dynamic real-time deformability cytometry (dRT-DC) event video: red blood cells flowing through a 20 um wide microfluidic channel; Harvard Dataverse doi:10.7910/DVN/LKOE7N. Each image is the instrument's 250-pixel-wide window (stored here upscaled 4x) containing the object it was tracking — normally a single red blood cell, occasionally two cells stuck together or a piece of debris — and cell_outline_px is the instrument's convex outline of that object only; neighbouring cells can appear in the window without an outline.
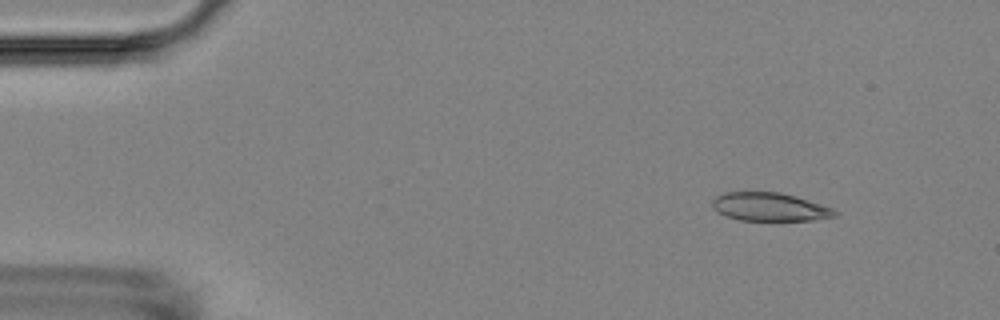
{"species": "Egyptian fruit bat (a non-hibernating species)", "species_latin": "Rousettus aegyptiacus", "temperature_condition": "room temperature", "stored_images_in_passage": 3, "camera_frame_rate_fps": 3000, "um_per_image_px": 0.085, "animal": {"sex": "female"}, "frame": {"image": 1, "passage_image": 1, "time_ms": 0.0, "image_size_px": [1000, 320], "cell_outline_px": [[840, 212], [836, 216], [812, 220], [740, 220], [728, 216], [712, 208], [712, 200], [716, 196], [724, 192], [780, 192], [796, 196], [832, 208]], "centroid_in_image_um": [65.43, 17.58], "position_along_channel_um": 19.6, "area_um2": 20.11}}
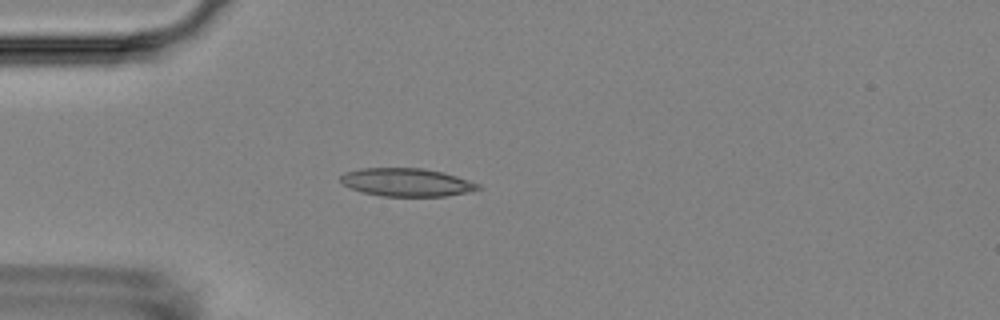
{"frame": {"image": 2, "passage_image": 3, "time_ms": 3.0, "image_size_px": [1000, 320], "cell_outline_px": [[484, 188], [468, 192], [444, 196], [380, 196], [364, 192], [352, 188], [344, 184], [340, 180], [340, 176], [344, 172], [360, 168], [424, 168], [444, 172], [480, 184]], "centroid_in_image_um": [34.59, 15.49], "position_along_channel_um": 50.4, "area_um2": 22.54}}